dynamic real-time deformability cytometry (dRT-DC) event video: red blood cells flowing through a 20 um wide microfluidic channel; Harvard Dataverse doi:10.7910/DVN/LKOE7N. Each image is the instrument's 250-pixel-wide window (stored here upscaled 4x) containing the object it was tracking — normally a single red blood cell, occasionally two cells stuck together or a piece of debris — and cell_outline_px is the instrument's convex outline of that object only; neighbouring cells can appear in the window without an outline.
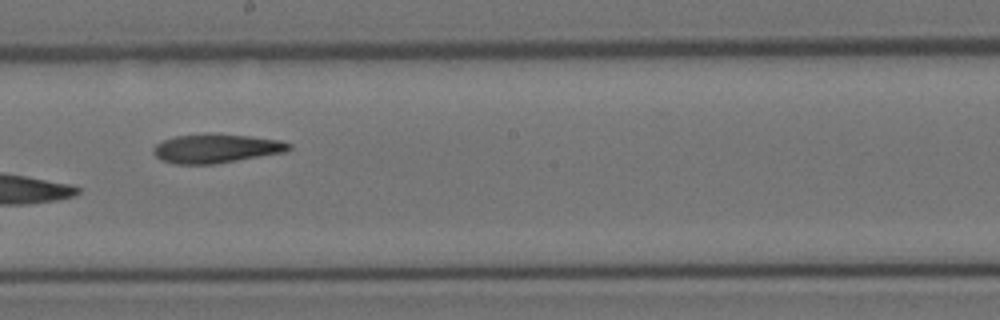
{"species": "Egyptian fruit bat (a non-hibernating species)", "species_latin": "Rousettus aegyptiacus", "temperature_condition": "room temperature", "stored_images_in_passage": 21, "camera_frame_rate_fps": 3000, "um_per_image_px": 0.085, "animal": {"sex": "female"}, "frame": {"image": 1, "passage_image": 12, "time_ms": 3.667, "image_size_px": [1000, 320], "cell_outline_px": [[292, 148], [284, 152], [212, 164], [176, 164], [164, 160], [156, 156], [152, 152], [152, 148], [156, 144], [164, 140], [176, 136], [204, 132], [212, 132], [248, 136], [280, 140], [292, 144]], "centroid_in_image_um": [18.35, 12.59], "position_along_channel_um": 229.8, "area_um2": 22.95}}